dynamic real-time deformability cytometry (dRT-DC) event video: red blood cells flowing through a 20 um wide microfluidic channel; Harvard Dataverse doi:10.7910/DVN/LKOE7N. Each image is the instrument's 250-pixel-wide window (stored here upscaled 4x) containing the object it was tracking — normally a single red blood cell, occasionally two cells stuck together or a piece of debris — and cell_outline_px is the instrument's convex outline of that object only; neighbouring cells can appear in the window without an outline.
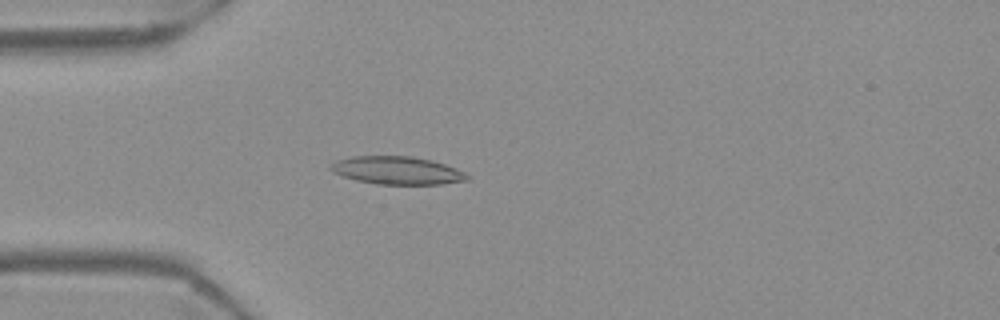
{"species": "Egyptian fruit bat (a non-hibernating species)", "species_latin": "Rousettus aegyptiacus", "temperature_condition": "warm", "stored_images_in_passage": 54, "camera_frame_rate_fps": 3000, "um_per_image_px": 0.085, "frame": {"image": 1, "passage_image": 15, "time_ms": 4.667, "image_size_px": [1000, 320], "cell_outline_px": [[472, 176], [468, 180], [440, 184], [376, 184], [356, 180], [332, 172], [328, 168], [336, 160], [352, 156], [412, 156], [432, 160], [456, 168]], "centroid_in_image_um": [33.76, 14.48], "position_along_channel_um": 51.2, "area_um2": 22.25}}
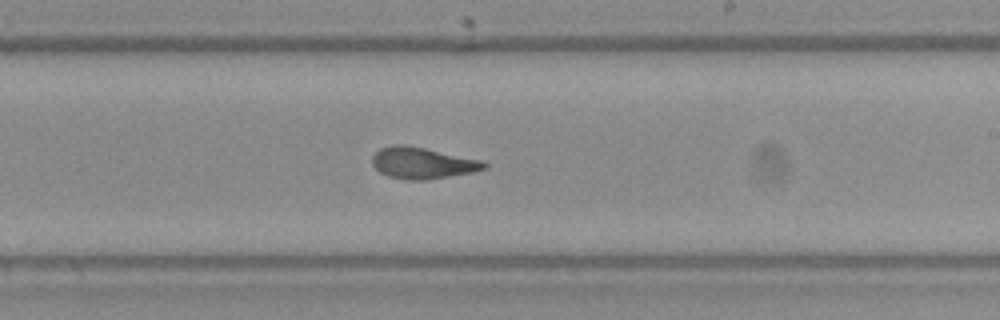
{"frame": {"image": 2, "passage_image": 32, "time_ms": 10.333, "image_size_px": [1000, 320], "cell_outline_px": [[488, 168], [472, 172], [428, 180], [408, 180], [388, 176], [380, 172], [372, 164], [372, 156], [380, 148], [392, 144], [404, 144], [484, 160], [488, 164]], "centroid_in_image_um": [35.93, 13.85], "position_along_channel_um": 253.1, "area_um2": 20.63}}
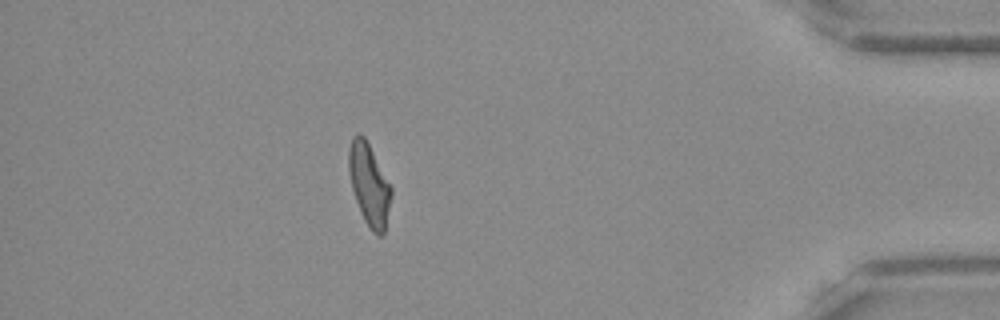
{"frame": {"image": 3, "passage_image": 48, "time_ms": 15.667, "image_size_px": [1000, 320], "cell_outline_px": [[392, 196], [384, 232], [380, 236], [376, 236], [372, 232], [364, 220], [360, 212], [352, 188], [348, 172], [348, 148], [352, 136], [360, 132], [364, 136], [392, 188]], "centroid_in_image_um": [31.36, 15.68], "position_along_channel_um": 403.8, "area_um2": 20.29}, "authors_computed_cell_mechanics": {"area_um2": 20.5768, "velocity_mm_per_s": 3.7142, "shape_relaxation_time_tau1_ms": null, "shape_relaxation_time_tau2_ms": 1.7599, "deformation_change_tau1": null, "deformation_change_tau2": 0.0855}}